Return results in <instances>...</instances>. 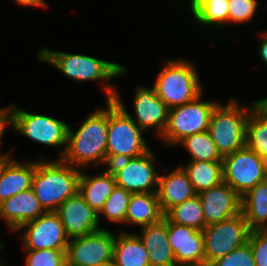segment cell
I'll return each instance as SVG.
<instances>
[{
  "label": "cell",
  "instance_id": "obj_1",
  "mask_svg": "<svg viewBox=\"0 0 267 266\" xmlns=\"http://www.w3.org/2000/svg\"><path fill=\"white\" fill-rule=\"evenodd\" d=\"M106 103V109H96L76 132L69 124L66 149L60 158L63 162L76 168L91 163L107 165L109 101Z\"/></svg>",
  "mask_w": 267,
  "mask_h": 266
},
{
  "label": "cell",
  "instance_id": "obj_2",
  "mask_svg": "<svg viewBox=\"0 0 267 266\" xmlns=\"http://www.w3.org/2000/svg\"><path fill=\"white\" fill-rule=\"evenodd\" d=\"M38 54L41 62L51 64V66L57 68L73 81L87 82L96 80L99 82L101 80L107 95L106 101L114 100L117 93L116 87L108 80L120 77V75L128 72L123 65L88 55L71 54L50 48H43Z\"/></svg>",
  "mask_w": 267,
  "mask_h": 266
},
{
  "label": "cell",
  "instance_id": "obj_3",
  "mask_svg": "<svg viewBox=\"0 0 267 266\" xmlns=\"http://www.w3.org/2000/svg\"><path fill=\"white\" fill-rule=\"evenodd\" d=\"M81 171L61 159L36 160L32 189L43 209L56 211L68 198L79 190Z\"/></svg>",
  "mask_w": 267,
  "mask_h": 266
},
{
  "label": "cell",
  "instance_id": "obj_4",
  "mask_svg": "<svg viewBox=\"0 0 267 266\" xmlns=\"http://www.w3.org/2000/svg\"><path fill=\"white\" fill-rule=\"evenodd\" d=\"M142 132L133 121L132 115L127 112L117 92L114 100L109 101L107 166L119 160L142 156L150 151Z\"/></svg>",
  "mask_w": 267,
  "mask_h": 266
},
{
  "label": "cell",
  "instance_id": "obj_5",
  "mask_svg": "<svg viewBox=\"0 0 267 266\" xmlns=\"http://www.w3.org/2000/svg\"><path fill=\"white\" fill-rule=\"evenodd\" d=\"M189 60H166L154 84L157 96L169 109L195 100L203 93L199 74Z\"/></svg>",
  "mask_w": 267,
  "mask_h": 266
},
{
  "label": "cell",
  "instance_id": "obj_6",
  "mask_svg": "<svg viewBox=\"0 0 267 266\" xmlns=\"http://www.w3.org/2000/svg\"><path fill=\"white\" fill-rule=\"evenodd\" d=\"M256 101L241 106L232 98L226 105L217 104L209 121V133L222 157L245 146L246 122Z\"/></svg>",
  "mask_w": 267,
  "mask_h": 266
},
{
  "label": "cell",
  "instance_id": "obj_7",
  "mask_svg": "<svg viewBox=\"0 0 267 266\" xmlns=\"http://www.w3.org/2000/svg\"><path fill=\"white\" fill-rule=\"evenodd\" d=\"M195 100L169 109L168 124L161 139L168 145H177L185 137L208 131L210 116L218 102Z\"/></svg>",
  "mask_w": 267,
  "mask_h": 266
},
{
  "label": "cell",
  "instance_id": "obj_8",
  "mask_svg": "<svg viewBox=\"0 0 267 266\" xmlns=\"http://www.w3.org/2000/svg\"><path fill=\"white\" fill-rule=\"evenodd\" d=\"M205 266L248 242L251 232L242 212L204 228Z\"/></svg>",
  "mask_w": 267,
  "mask_h": 266
},
{
  "label": "cell",
  "instance_id": "obj_9",
  "mask_svg": "<svg viewBox=\"0 0 267 266\" xmlns=\"http://www.w3.org/2000/svg\"><path fill=\"white\" fill-rule=\"evenodd\" d=\"M13 129L23 136L43 145L63 146L59 159L63 156L68 137L69 124L46 115L33 114L12 105Z\"/></svg>",
  "mask_w": 267,
  "mask_h": 266
},
{
  "label": "cell",
  "instance_id": "obj_10",
  "mask_svg": "<svg viewBox=\"0 0 267 266\" xmlns=\"http://www.w3.org/2000/svg\"><path fill=\"white\" fill-rule=\"evenodd\" d=\"M223 182L242 197L256 184L267 180L264 159L246 145L222 159Z\"/></svg>",
  "mask_w": 267,
  "mask_h": 266
},
{
  "label": "cell",
  "instance_id": "obj_11",
  "mask_svg": "<svg viewBox=\"0 0 267 266\" xmlns=\"http://www.w3.org/2000/svg\"><path fill=\"white\" fill-rule=\"evenodd\" d=\"M150 150L142 156L116 161L108 166L117 186L132 194L157 192L159 172Z\"/></svg>",
  "mask_w": 267,
  "mask_h": 266
},
{
  "label": "cell",
  "instance_id": "obj_12",
  "mask_svg": "<svg viewBox=\"0 0 267 266\" xmlns=\"http://www.w3.org/2000/svg\"><path fill=\"white\" fill-rule=\"evenodd\" d=\"M116 236L107 229L86 236L70 238L66 249V266H96L113 263Z\"/></svg>",
  "mask_w": 267,
  "mask_h": 266
},
{
  "label": "cell",
  "instance_id": "obj_13",
  "mask_svg": "<svg viewBox=\"0 0 267 266\" xmlns=\"http://www.w3.org/2000/svg\"><path fill=\"white\" fill-rule=\"evenodd\" d=\"M21 231L23 249L66 251L69 238L66 236L63 224L55 211H47L38 218L22 225Z\"/></svg>",
  "mask_w": 267,
  "mask_h": 266
},
{
  "label": "cell",
  "instance_id": "obj_14",
  "mask_svg": "<svg viewBox=\"0 0 267 266\" xmlns=\"http://www.w3.org/2000/svg\"><path fill=\"white\" fill-rule=\"evenodd\" d=\"M168 239L177 266H205L203 232L167 219Z\"/></svg>",
  "mask_w": 267,
  "mask_h": 266
},
{
  "label": "cell",
  "instance_id": "obj_15",
  "mask_svg": "<svg viewBox=\"0 0 267 266\" xmlns=\"http://www.w3.org/2000/svg\"><path fill=\"white\" fill-rule=\"evenodd\" d=\"M55 212L58 214L69 239L86 236L103 229L99 227V213L85 202L79 192L68 198Z\"/></svg>",
  "mask_w": 267,
  "mask_h": 266
},
{
  "label": "cell",
  "instance_id": "obj_16",
  "mask_svg": "<svg viewBox=\"0 0 267 266\" xmlns=\"http://www.w3.org/2000/svg\"><path fill=\"white\" fill-rule=\"evenodd\" d=\"M133 121L143 130L153 128L161 138L168 124L169 108L157 96L154 87L138 86L135 89Z\"/></svg>",
  "mask_w": 267,
  "mask_h": 266
},
{
  "label": "cell",
  "instance_id": "obj_17",
  "mask_svg": "<svg viewBox=\"0 0 267 266\" xmlns=\"http://www.w3.org/2000/svg\"><path fill=\"white\" fill-rule=\"evenodd\" d=\"M198 195L202 203L205 227L234 217L241 212V197L225 182Z\"/></svg>",
  "mask_w": 267,
  "mask_h": 266
},
{
  "label": "cell",
  "instance_id": "obj_18",
  "mask_svg": "<svg viewBox=\"0 0 267 266\" xmlns=\"http://www.w3.org/2000/svg\"><path fill=\"white\" fill-rule=\"evenodd\" d=\"M45 212L32 188L0 203V219L4 220L8 229L13 232Z\"/></svg>",
  "mask_w": 267,
  "mask_h": 266
},
{
  "label": "cell",
  "instance_id": "obj_19",
  "mask_svg": "<svg viewBox=\"0 0 267 266\" xmlns=\"http://www.w3.org/2000/svg\"><path fill=\"white\" fill-rule=\"evenodd\" d=\"M156 193L164 215L174 206L197 195L187 172L181 165L167 175L159 174Z\"/></svg>",
  "mask_w": 267,
  "mask_h": 266
},
{
  "label": "cell",
  "instance_id": "obj_20",
  "mask_svg": "<svg viewBox=\"0 0 267 266\" xmlns=\"http://www.w3.org/2000/svg\"><path fill=\"white\" fill-rule=\"evenodd\" d=\"M141 231L138 236L148 251L150 266H177L169 244L165 216L157 223L142 227Z\"/></svg>",
  "mask_w": 267,
  "mask_h": 266
},
{
  "label": "cell",
  "instance_id": "obj_21",
  "mask_svg": "<svg viewBox=\"0 0 267 266\" xmlns=\"http://www.w3.org/2000/svg\"><path fill=\"white\" fill-rule=\"evenodd\" d=\"M116 185L115 177L107 167L103 172L94 176L81 172L78 192L85 202L100 214Z\"/></svg>",
  "mask_w": 267,
  "mask_h": 266
},
{
  "label": "cell",
  "instance_id": "obj_22",
  "mask_svg": "<svg viewBox=\"0 0 267 266\" xmlns=\"http://www.w3.org/2000/svg\"><path fill=\"white\" fill-rule=\"evenodd\" d=\"M36 161L18 162L13 158L6 164L0 177V203L32 188Z\"/></svg>",
  "mask_w": 267,
  "mask_h": 266
},
{
  "label": "cell",
  "instance_id": "obj_23",
  "mask_svg": "<svg viewBox=\"0 0 267 266\" xmlns=\"http://www.w3.org/2000/svg\"><path fill=\"white\" fill-rule=\"evenodd\" d=\"M164 217L156 192L135 193L127 206L125 224L141 228L159 222Z\"/></svg>",
  "mask_w": 267,
  "mask_h": 266
},
{
  "label": "cell",
  "instance_id": "obj_24",
  "mask_svg": "<svg viewBox=\"0 0 267 266\" xmlns=\"http://www.w3.org/2000/svg\"><path fill=\"white\" fill-rule=\"evenodd\" d=\"M114 266H150L148 251L136 234L122 232L117 235L113 254Z\"/></svg>",
  "mask_w": 267,
  "mask_h": 266
},
{
  "label": "cell",
  "instance_id": "obj_25",
  "mask_svg": "<svg viewBox=\"0 0 267 266\" xmlns=\"http://www.w3.org/2000/svg\"><path fill=\"white\" fill-rule=\"evenodd\" d=\"M241 212L251 231L267 223V180L256 184L241 197Z\"/></svg>",
  "mask_w": 267,
  "mask_h": 266
},
{
  "label": "cell",
  "instance_id": "obj_26",
  "mask_svg": "<svg viewBox=\"0 0 267 266\" xmlns=\"http://www.w3.org/2000/svg\"><path fill=\"white\" fill-rule=\"evenodd\" d=\"M183 168L196 194L223 182L222 161H190Z\"/></svg>",
  "mask_w": 267,
  "mask_h": 266
},
{
  "label": "cell",
  "instance_id": "obj_27",
  "mask_svg": "<svg viewBox=\"0 0 267 266\" xmlns=\"http://www.w3.org/2000/svg\"><path fill=\"white\" fill-rule=\"evenodd\" d=\"M229 0H190L188 3L194 20L207 27L228 24Z\"/></svg>",
  "mask_w": 267,
  "mask_h": 266
},
{
  "label": "cell",
  "instance_id": "obj_28",
  "mask_svg": "<svg viewBox=\"0 0 267 266\" xmlns=\"http://www.w3.org/2000/svg\"><path fill=\"white\" fill-rule=\"evenodd\" d=\"M245 145L262 159L267 158V114L257 105L246 122Z\"/></svg>",
  "mask_w": 267,
  "mask_h": 266
},
{
  "label": "cell",
  "instance_id": "obj_29",
  "mask_svg": "<svg viewBox=\"0 0 267 266\" xmlns=\"http://www.w3.org/2000/svg\"><path fill=\"white\" fill-rule=\"evenodd\" d=\"M164 216L172 223L189 226L198 231L205 228L202 203L198 194L174 206Z\"/></svg>",
  "mask_w": 267,
  "mask_h": 266
},
{
  "label": "cell",
  "instance_id": "obj_30",
  "mask_svg": "<svg viewBox=\"0 0 267 266\" xmlns=\"http://www.w3.org/2000/svg\"><path fill=\"white\" fill-rule=\"evenodd\" d=\"M179 144L188 151L191 161H222L223 159L209 131L187 136Z\"/></svg>",
  "mask_w": 267,
  "mask_h": 266
},
{
  "label": "cell",
  "instance_id": "obj_31",
  "mask_svg": "<svg viewBox=\"0 0 267 266\" xmlns=\"http://www.w3.org/2000/svg\"><path fill=\"white\" fill-rule=\"evenodd\" d=\"M131 195L132 193L116 185L100 213H104L103 215L111 222L124 224Z\"/></svg>",
  "mask_w": 267,
  "mask_h": 266
},
{
  "label": "cell",
  "instance_id": "obj_32",
  "mask_svg": "<svg viewBox=\"0 0 267 266\" xmlns=\"http://www.w3.org/2000/svg\"><path fill=\"white\" fill-rule=\"evenodd\" d=\"M26 252L25 266H66V251L46 249Z\"/></svg>",
  "mask_w": 267,
  "mask_h": 266
},
{
  "label": "cell",
  "instance_id": "obj_33",
  "mask_svg": "<svg viewBox=\"0 0 267 266\" xmlns=\"http://www.w3.org/2000/svg\"><path fill=\"white\" fill-rule=\"evenodd\" d=\"M228 24L250 22L258 7V0H229Z\"/></svg>",
  "mask_w": 267,
  "mask_h": 266
},
{
  "label": "cell",
  "instance_id": "obj_34",
  "mask_svg": "<svg viewBox=\"0 0 267 266\" xmlns=\"http://www.w3.org/2000/svg\"><path fill=\"white\" fill-rule=\"evenodd\" d=\"M209 266H256L249 242L221 257Z\"/></svg>",
  "mask_w": 267,
  "mask_h": 266
},
{
  "label": "cell",
  "instance_id": "obj_35",
  "mask_svg": "<svg viewBox=\"0 0 267 266\" xmlns=\"http://www.w3.org/2000/svg\"><path fill=\"white\" fill-rule=\"evenodd\" d=\"M248 242L251 247L256 266H267V238L258 230L250 232Z\"/></svg>",
  "mask_w": 267,
  "mask_h": 266
},
{
  "label": "cell",
  "instance_id": "obj_36",
  "mask_svg": "<svg viewBox=\"0 0 267 266\" xmlns=\"http://www.w3.org/2000/svg\"><path fill=\"white\" fill-rule=\"evenodd\" d=\"M13 127V111L12 106L9 108H1L0 109V145L3 143L2 137L3 132L5 131L6 126Z\"/></svg>",
  "mask_w": 267,
  "mask_h": 266
},
{
  "label": "cell",
  "instance_id": "obj_37",
  "mask_svg": "<svg viewBox=\"0 0 267 266\" xmlns=\"http://www.w3.org/2000/svg\"><path fill=\"white\" fill-rule=\"evenodd\" d=\"M260 34L261 35L259 36H261L262 39H260L258 44V53L261 57V60L267 64V30L261 31Z\"/></svg>",
  "mask_w": 267,
  "mask_h": 266
},
{
  "label": "cell",
  "instance_id": "obj_38",
  "mask_svg": "<svg viewBox=\"0 0 267 266\" xmlns=\"http://www.w3.org/2000/svg\"><path fill=\"white\" fill-rule=\"evenodd\" d=\"M16 1L17 4H20L22 6H34V7H39V8H46L47 4L45 0H14Z\"/></svg>",
  "mask_w": 267,
  "mask_h": 266
},
{
  "label": "cell",
  "instance_id": "obj_39",
  "mask_svg": "<svg viewBox=\"0 0 267 266\" xmlns=\"http://www.w3.org/2000/svg\"><path fill=\"white\" fill-rule=\"evenodd\" d=\"M12 155L11 153H5L3 154L2 156H0V177H1V174L4 170V167L6 166V164L12 159Z\"/></svg>",
  "mask_w": 267,
  "mask_h": 266
},
{
  "label": "cell",
  "instance_id": "obj_40",
  "mask_svg": "<svg viewBox=\"0 0 267 266\" xmlns=\"http://www.w3.org/2000/svg\"><path fill=\"white\" fill-rule=\"evenodd\" d=\"M257 106L267 114V97L256 100Z\"/></svg>",
  "mask_w": 267,
  "mask_h": 266
},
{
  "label": "cell",
  "instance_id": "obj_41",
  "mask_svg": "<svg viewBox=\"0 0 267 266\" xmlns=\"http://www.w3.org/2000/svg\"><path fill=\"white\" fill-rule=\"evenodd\" d=\"M258 231L267 238V223H265Z\"/></svg>",
  "mask_w": 267,
  "mask_h": 266
},
{
  "label": "cell",
  "instance_id": "obj_42",
  "mask_svg": "<svg viewBox=\"0 0 267 266\" xmlns=\"http://www.w3.org/2000/svg\"><path fill=\"white\" fill-rule=\"evenodd\" d=\"M264 168H265V175L267 178V158L264 159Z\"/></svg>",
  "mask_w": 267,
  "mask_h": 266
},
{
  "label": "cell",
  "instance_id": "obj_43",
  "mask_svg": "<svg viewBox=\"0 0 267 266\" xmlns=\"http://www.w3.org/2000/svg\"><path fill=\"white\" fill-rule=\"evenodd\" d=\"M96 266H114L113 263H107V264H101V265H96Z\"/></svg>",
  "mask_w": 267,
  "mask_h": 266
},
{
  "label": "cell",
  "instance_id": "obj_44",
  "mask_svg": "<svg viewBox=\"0 0 267 266\" xmlns=\"http://www.w3.org/2000/svg\"><path fill=\"white\" fill-rule=\"evenodd\" d=\"M3 244L0 242V250H2L3 248V246H2ZM4 262L2 261V263L0 262V266H3V265H5V264H3Z\"/></svg>",
  "mask_w": 267,
  "mask_h": 266
}]
</instances>
